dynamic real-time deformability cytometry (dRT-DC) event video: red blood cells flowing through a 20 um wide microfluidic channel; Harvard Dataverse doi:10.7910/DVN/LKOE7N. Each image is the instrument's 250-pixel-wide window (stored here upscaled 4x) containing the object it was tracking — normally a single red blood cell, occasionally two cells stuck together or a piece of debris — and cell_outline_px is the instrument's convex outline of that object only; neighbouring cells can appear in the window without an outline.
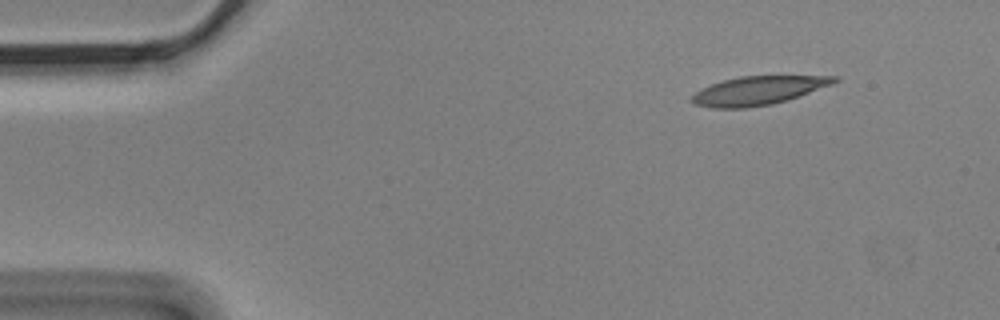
{"species": "Egyptian fruit bat (a non-hibernating species)", "species_latin": "Rousettus aegyptiacus", "temperature_condition": "cold", "stored_images_in_passage": 10, "camera_frame_rate_fps": 3000, "um_per_image_px": 0.085, "animal": {"sex": "male"}, "frame": {"image": 1, "passage_image": 1, "time_ms": 0.0, "image_size_px": [1000, 320], "cell_outline_px": [[840, 80], [832, 84], [788, 100], [772, 104], [748, 108], [712, 108], [692, 104], [688, 100], [700, 88], [724, 80], [740, 76], [840, 76]], "centroid_in_image_um": [64.41, 7.71], "position_along_channel_um": 20.6, "area_um2": 23.87}}
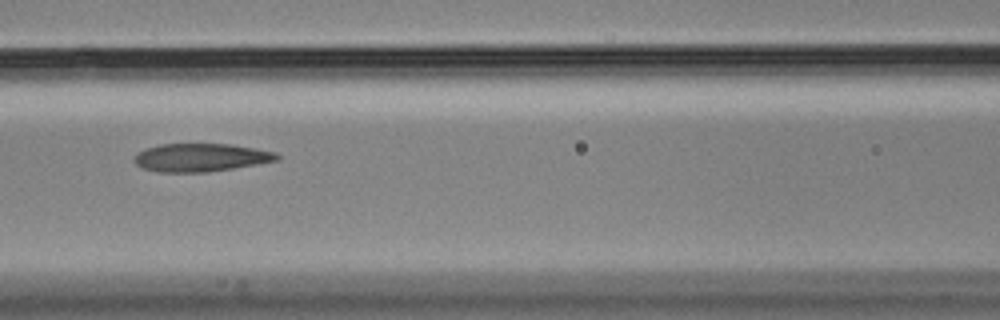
{"frame": {"image": 2, "passage_image": 6, "time_ms": 1.667, "image_size_px": [1000, 320], "cell_outline_px": [[280, 160], [260, 164], [208, 172], [156, 172], [144, 168], [136, 164], [132, 160], [136, 152], [160, 144], [232, 144], [256, 148], [276, 152], [280, 156]], "centroid_in_image_um": [17.1, 13.39], "position_along_channel_um": 149.5, "area_um2": 23.64}}
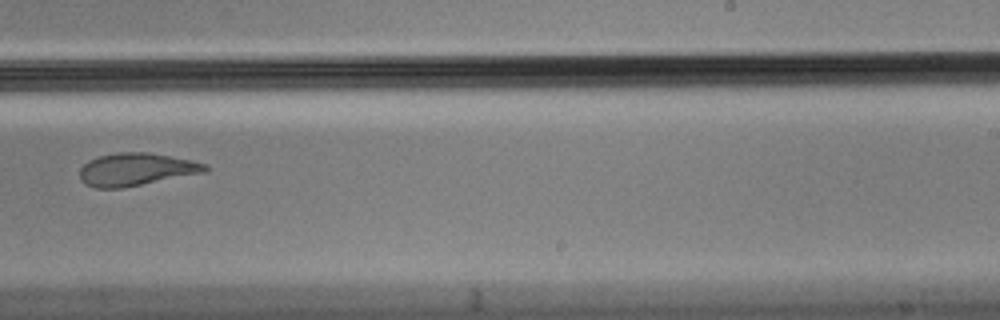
{"frame": {"image": 3, "passage_image": 9, "time_ms": 2.667, "image_size_px": [1000, 320], "cell_outline_px": [[208, 172], [120, 188], [96, 188], [84, 184], [80, 180], [80, 168], [88, 160], [96, 156], [116, 152], [148, 152], [192, 160], [208, 164]], "centroid_in_image_um": [11.56, 14.39], "position_along_channel_um": 277.4, "area_um2": 24.1}}